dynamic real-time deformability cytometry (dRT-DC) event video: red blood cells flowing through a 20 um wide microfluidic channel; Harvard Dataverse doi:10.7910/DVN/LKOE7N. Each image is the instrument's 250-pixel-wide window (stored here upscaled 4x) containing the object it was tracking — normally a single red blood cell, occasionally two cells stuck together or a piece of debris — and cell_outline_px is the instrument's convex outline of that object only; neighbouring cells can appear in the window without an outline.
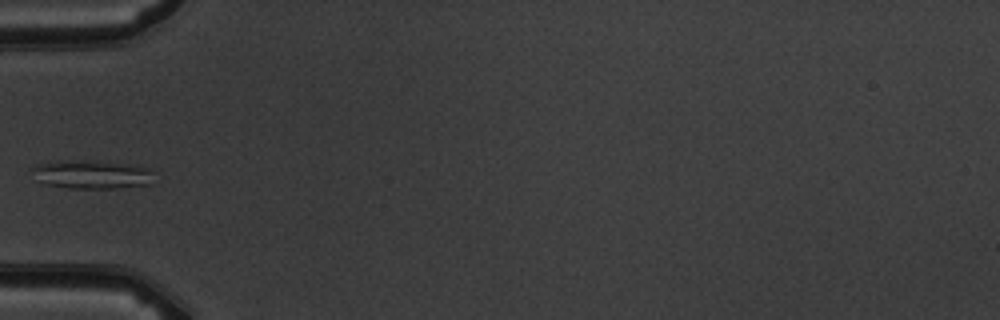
{"species": "common noctule bat (a hibernating species)", "species_latin": "Nyctalus noctula", "temperature_condition": "warm", "stored_images_in_passage": 5, "camera_frame_rate_fps": 3000, "um_per_image_px": 0.085, "animal": {"sex": "male", "body_mass_g": 19.5, "forearm_length_mm": 54.6}, "frame": {"image": 1, "passage_image": 5, "time_ms": 4.667, "image_size_px": [1000, 320], "cell_outline_px": [[152, 184], [112, 188], [68, 188], [44, 184], [40, 180], [32, 168], [36, 164], [52, 160], [60, 160], [128, 164], [152, 168]], "centroid_in_image_um": [7.81, 14.83], "position_along_channel_um": 77.2, "area_um2": 19.94}}